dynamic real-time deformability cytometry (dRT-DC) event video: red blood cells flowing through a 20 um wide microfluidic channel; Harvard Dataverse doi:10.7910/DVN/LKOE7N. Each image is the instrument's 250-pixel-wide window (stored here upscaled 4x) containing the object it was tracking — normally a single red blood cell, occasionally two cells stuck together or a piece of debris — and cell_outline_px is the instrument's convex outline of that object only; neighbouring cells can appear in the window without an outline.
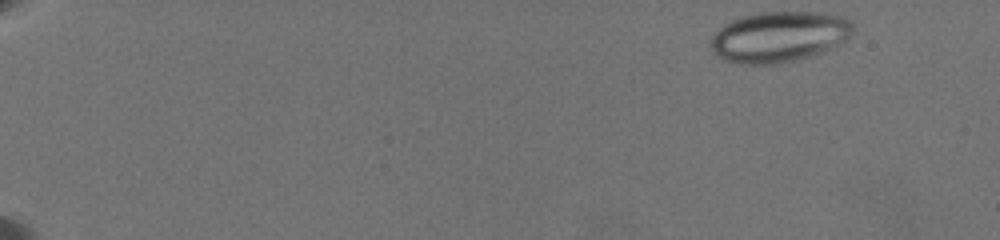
{"species": "common noctule bat (a hibernating species)", "species_latin": "Nyctalus noctula", "temperature_condition": "warm", "stored_images_in_passage": 46, "camera_frame_rate_fps": 3000, "um_per_image_px": 0.085, "animal": {"sex": "female", "body_mass_g": 19.5, "forearm_length_mm": 54.1}, "frame": {"image": 1, "passage_image": 1, "time_ms": 0.0, "image_size_px": [1000, 240], "cell_outline_px": [[856, 28], [844, 40], [832, 48], [824, 52], [800, 60], [780, 64], [740, 64], [724, 60], [712, 52], [708, 44], [712, 36], [720, 28], [732, 20], [744, 16], [760, 12], [820, 12], [840, 16], [848, 20]], "centroid_in_image_um": [66.21, 3.15], "position_along_channel_um": 18.8, "area_um2": 42.31}}
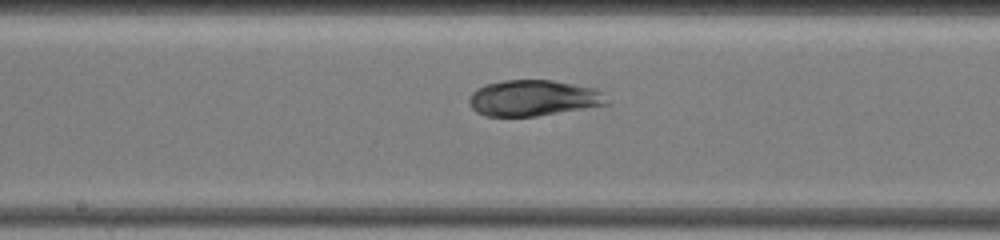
{"frame": {"image": 2, "passage_image": 23, "time_ms": 10.0, "image_size_px": [1000, 240], "cell_outline_px": [[608, 104], [536, 116], [484, 116], [476, 112], [472, 108], [468, 100], [468, 96], [476, 88], [484, 84], [504, 80], [552, 80], [592, 88], [604, 92], [608, 100]], "centroid_in_image_um": [45.28, 8.33], "position_along_channel_um": 202.9, "area_um2": 28.84}}
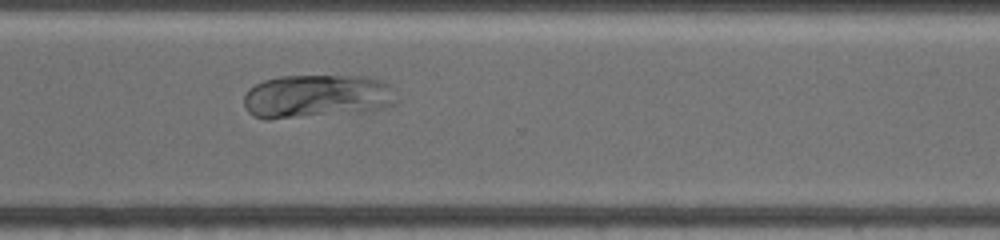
{"frame": {"image": 3, "passage_image": 34, "time_ms": 14.0, "image_size_px": [1000, 240], "cell_outline_px": [[400, 100], [392, 104], [372, 112], [268, 120], [264, 120], [252, 116], [244, 108], [244, 96], [248, 88], [264, 80], [280, 76], [368, 76], [392, 84]], "centroid_in_image_um": [26.97, 8.21], "position_along_channel_um": 343.6, "area_um2": 39.94}}